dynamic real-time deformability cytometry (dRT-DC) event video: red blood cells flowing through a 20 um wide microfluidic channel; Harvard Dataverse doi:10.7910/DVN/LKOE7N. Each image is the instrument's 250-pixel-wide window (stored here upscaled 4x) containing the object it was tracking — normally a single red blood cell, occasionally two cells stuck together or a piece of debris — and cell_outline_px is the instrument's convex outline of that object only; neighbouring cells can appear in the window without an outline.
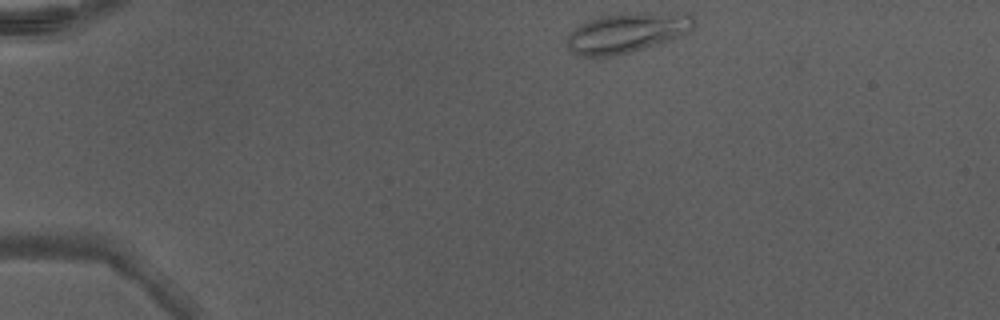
{"species": "Egyptian fruit bat (a non-hibernating species)", "species_latin": "Rousettus aegyptiacus", "temperature_condition": "warm", "stored_images_in_passage": 40, "camera_frame_rate_fps": 3000, "um_per_image_px": 0.085, "animal": {"sex": "male"}, "frame": {"image": 1, "passage_image": 1, "time_ms": 0.0, "image_size_px": [1000, 320], "cell_outline_px": [[696, 24], [692, 32], [668, 40], [628, 52], [612, 56], [580, 56], [572, 52], [568, 48], [568, 32], [580, 24], [588, 20], [600, 16], [628, 12], [688, 12], [696, 16]], "centroid_in_image_um": [53.36, 2.73], "position_along_channel_um": 31.6, "area_um2": 30.0}}
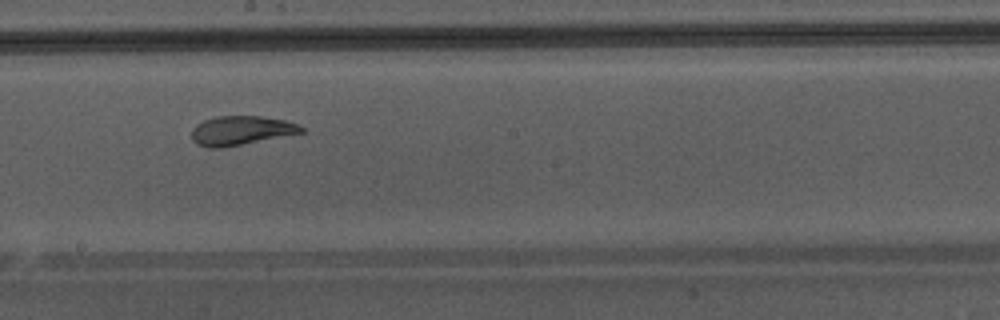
{"frame": {"image": 2, "passage_image": 20, "time_ms": 6.333, "image_size_px": [1000, 320], "cell_outline_px": [[304, 132], [220, 148], [208, 148], [196, 144], [192, 140], [192, 128], [204, 120], [216, 116], [260, 116], [284, 120], [296, 124], [304, 128]], "centroid_in_image_um": [20.44, 11.09], "position_along_channel_um": 227.8, "area_um2": 18.38}}
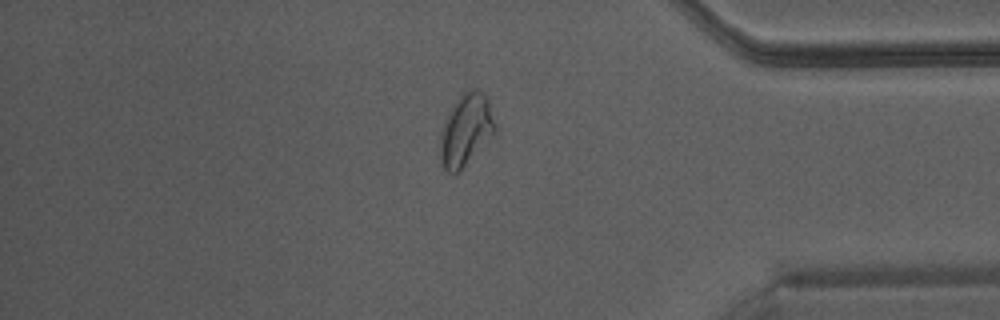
{"frame": {"image": 3, "passage_image": 33, "time_ms": 10.667, "image_size_px": [1000, 320], "cell_outline_px": [[496, 132], [460, 172], [456, 176], [448, 172], [440, 164], [440, 136], [444, 120], [460, 96], [464, 92], [472, 88], [480, 88], [488, 96], [496, 124]], "centroid_in_image_um": [39.62, 11.06], "position_along_channel_um": 395.6, "area_um2": 23.47}, "authors_computed_cell_mechanics": {"area_um2": 20.5768, "velocity_mm_per_s": 4.3251, "shape_relaxation_time_tau1_ms": 4.7196, "shape_relaxation_time_tau2_ms": null, "deformation_change_tau1": 0.1882, "deformation_change_tau2": null}}